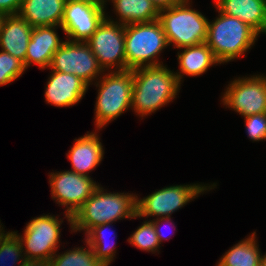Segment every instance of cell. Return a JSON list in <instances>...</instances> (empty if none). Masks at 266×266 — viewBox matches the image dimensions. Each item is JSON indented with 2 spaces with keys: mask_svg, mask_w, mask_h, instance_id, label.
I'll return each mask as SVG.
<instances>
[{
  "mask_svg": "<svg viewBox=\"0 0 266 266\" xmlns=\"http://www.w3.org/2000/svg\"><path fill=\"white\" fill-rule=\"evenodd\" d=\"M180 84L175 72L166 66H150L133 69L131 109L144 117L172 102Z\"/></svg>",
  "mask_w": 266,
  "mask_h": 266,
  "instance_id": "1",
  "label": "cell"
},
{
  "mask_svg": "<svg viewBox=\"0 0 266 266\" xmlns=\"http://www.w3.org/2000/svg\"><path fill=\"white\" fill-rule=\"evenodd\" d=\"M137 198L131 193L104 192L99 185L72 217L71 232L83 230L87 233L91 228L104 223L124 218L136 219Z\"/></svg>",
  "mask_w": 266,
  "mask_h": 266,
  "instance_id": "2",
  "label": "cell"
},
{
  "mask_svg": "<svg viewBox=\"0 0 266 266\" xmlns=\"http://www.w3.org/2000/svg\"><path fill=\"white\" fill-rule=\"evenodd\" d=\"M215 20L208 21L207 40L217 61L221 63L233 61L251 49L259 34L248 24L237 17H231L217 10Z\"/></svg>",
  "mask_w": 266,
  "mask_h": 266,
  "instance_id": "3",
  "label": "cell"
},
{
  "mask_svg": "<svg viewBox=\"0 0 266 266\" xmlns=\"http://www.w3.org/2000/svg\"><path fill=\"white\" fill-rule=\"evenodd\" d=\"M99 78L94 84L99 87L94 109L97 130L131 109L133 70H111Z\"/></svg>",
  "mask_w": 266,
  "mask_h": 266,
  "instance_id": "4",
  "label": "cell"
},
{
  "mask_svg": "<svg viewBox=\"0 0 266 266\" xmlns=\"http://www.w3.org/2000/svg\"><path fill=\"white\" fill-rule=\"evenodd\" d=\"M190 0H183L171 8L159 11L168 44L177 49L190 47L207 40L208 19L198 10L190 8Z\"/></svg>",
  "mask_w": 266,
  "mask_h": 266,
  "instance_id": "5",
  "label": "cell"
},
{
  "mask_svg": "<svg viewBox=\"0 0 266 266\" xmlns=\"http://www.w3.org/2000/svg\"><path fill=\"white\" fill-rule=\"evenodd\" d=\"M167 46L159 20L125 25L126 70L162 65L157 58Z\"/></svg>",
  "mask_w": 266,
  "mask_h": 266,
  "instance_id": "6",
  "label": "cell"
},
{
  "mask_svg": "<svg viewBox=\"0 0 266 266\" xmlns=\"http://www.w3.org/2000/svg\"><path fill=\"white\" fill-rule=\"evenodd\" d=\"M216 184L213 183L211 186L199 183L174 185L159 189L143 199L137 198V217H171L172 213L184 207L201 193L215 188Z\"/></svg>",
  "mask_w": 266,
  "mask_h": 266,
  "instance_id": "7",
  "label": "cell"
},
{
  "mask_svg": "<svg viewBox=\"0 0 266 266\" xmlns=\"http://www.w3.org/2000/svg\"><path fill=\"white\" fill-rule=\"evenodd\" d=\"M103 71L126 70L125 25L106 18L86 41Z\"/></svg>",
  "mask_w": 266,
  "mask_h": 266,
  "instance_id": "8",
  "label": "cell"
},
{
  "mask_svg": "<svg viewBox=\"0 0 266 266\" xmlns=\"http://www.w3.org/2000/svg\"><path fill=\"white\" fill-rule=\"evenodd\" d=\"M60 220L58 216L41 215L28 222L23 236L15 232L22 243L26 259L49 262L58 251L60 226L63 222Z\"/></svg>",
  "mask_w": 266,
  "mask_h": 266,
  "instance_id": "9",
  "label": "cell"
},
{
  "mask_svg": "<svg viewBox=\"0 0 266 266\" xmlns=\"http://www.w3.org/2000/svg\"><path fill=\"white\" fill-rule=\"evenodd\" d=\"M49 183L52 199L57 204L66 206L65 217L70 225H72L74 214L99 186L91 179V176L77 174L69 170L50 173Z\"/></svg>",
  "mask_w": 266,
  "mask_h": 266,
  "instance_id": "10",
  "label": "cell"
},
{
  "mask_svg": "<svg viewBox=\"0 0 266 266\" xmlns=\"http://www.w3.org/2000/svg\"><path fill=\"white\" fill-rule=\"evenodd\" d=\"M221 97L223 105L243 117L266 113V76L235 78Z\"/></svg>",
  "mask_w": 266,
  "mask_h": 266,
  "instance_id": "11",
  "label": "cell"
},
{
  "mask_svg": "<svg viewBox=\"0 0 266 266\" xmlns=\"http://www.w3.org/2000/svg\"><path fill=\"white\" fill-rule=\"evenodd\" d=\"M49 69L74 74L88 85L104 72L86 42L68 40L53 55Z\"/></svg>",
  "mask_w": 266,
  "mask_h": 266,
  "instance_id": "12",
  "label": "cell"
},
{
  "mask_svg": "<svg viewBox=\"0 0 266 266\" xmlns=\"http://www.w3.org/2000/svg\"><path fill=\"white\" fill-rule=\"evenodd\" d=\"M103 7L89 3L66 0L60 28L71 42H86L106 18ZM71 39V40H70Z\"/></svg>",
  "mask_w": 266,
  "mask_h": 266,
  "instance_id": "13",
  "label": "cell"
},
{
  "mask_svg": "<svg viewBox=\"0 0 266 266\" xmlns=\"http://www.w3.org/2000/svg\"><path fill=\"white\" fill-rule=\"evenodd\" d=\"M45 90V101L56 107H69L79 103L89 85L78 76L51 70Z\"/></svg>",
  "mask_w": 266,
  "mask_h": 266,
  "instance_id": "14",
  "label": "cell"
},
{
  "mask_svg": "<svg viewBox=\"0 0 266 266\" xmlns=\"http://www.w3.org/2000/svg\"><path fill=\"white\" fill-rule=\"evenodd\" d=\"M56 28L58 26L33 27L25 57V69L32 64L44 70L50 67L53 55L65 42L59 39Z\"/></svg>",
  "mask_w": 266,
  "mask_h": 266,
  "instance_id": "15",
  "label": "cell"
},
{
  "mask_svg": "<svg viewBox=\"0 0 266 266\" xmlns=\"http://www.w3.org/2000/svg\"><path fill=\"white\" fill-rule=\"evenodd\" d=\"M97 133L87 132L84 136L74 139V145L66 153L72 164L70 171L89 176V173L101 163L104 150Z\"/></svg>",
  "mask_w": 266,
  "mask_h": 266,
  "instance_id": "16",
  "label": "cell"
},
{
  "mask_svg": "<svg viewBox=\"0 0 266 266\" xmlns=\"http://www.w3.org/2000/svg\"><path fill=\"white\" fill-rule=\"evenodd\" d=\"M33 27L25 19L17 15H6L0 32V47L23 62L31 39Z\"/></svg>",
  "mask_w": 266,
  "mask_h": 266,
  "instance_id": "17",
  "label": "cell"
},
{
  "mask_svg": "<svg viewBox=\"0 0 266 266\" xmlns=\"http://www.w3.org/2000/svg\"><path fill=\"white\" fill-rule=\"evenodd\" d=\"M215 8L221 13L237 17L258 34H266L265 0H215Z\"/></svg>",
  "mask_w": 266,
  "mask_h": 266,
  "instance_id": "18",
  "label": "cell"
},
{
  "mask_svg": "<svg viewBox=\"0 0 266 266\" xmlns=\"http://www.w3.org/2000/svg\"><path fill=\"white\" fill-rule=\"evenodd\" d=\"M66 0H22L18 15L37 26H59L63 20Z\"/></svg>",
  "mask_w": 266,
  "mask_h": 266,
  "instance_id": "19",
  "label": "cell"
},
{
  "mask_svg": "<svg viewBox=\"0 0 266 266\" xmlns=\"http://www.w3.org/2000/svg\"><path fill=\"white\" fill-rule=\"evenodd\" d=\"M180 49L184 50L177 54L180 71L175 72L180 85L183 75L200 76L205 73L210 66L220 64L206 42Z\"/></svg>",
  "mask_w": 266,
  "mask_h": 266,
  "instance_id": "20",
  "label": "cell"
},
{
  "mask_svg": "<svg viewBox=\"0 0 266 266\" xmlns=\"http://www.w3.org/2000/svg\"><path fill=\"white\" fill-rule=\"evenodd\" d=\"M110 1V0H108ZM118 23H147L159 19V11L151 0H112Z\"/></svg>",
  "mask_w": 266,
  "mask_h": 266,
  "instance_id": "21",
  "label": "cell"
},
{
  "mask_svg": "<svg viewBox=\"0 0 266 266\" xmlns=\"http://www.w3.org/2000/svg\"><path fill=\"white\" fill-rule=\"evenodd\" d=\"M256 238L254 231L247 238L240 240L220 258L216 266H260L262 253Z\"/></svg>",
  "mask_w": 266,
  "mask_h": 266,
  "instance_id": "22",
  "label": "cell"
},
{
  "mask_svg": "<svg viewBox=\"0 0 266 266\" xmlns=\"http://www.w3.org/2000/svg\"><path fill=\"white\" fill-rule=\"evenodd\" d=\"M113 223H104L91 228L86 233L85 243H88L93 251L95 257L102 262L105 266L110 265L115 257V246L110 242H107V231L108 228L111 230L110 225ZM113 232V231H112ZM116 237L115 233H113Z\"/></svg>",
  "mask_w": 266,
  "mask_h": 266,
  "instance_id": "23",
  "label": "cell"
},
{
  "mask_svg": "<svg viewBox=\"0 0 266 266\" xmlns=\"http://www.w3.org/2000/svg\"><path fill=\"white\" fill-rule=\"evenodd\" d=\"M86 248L78 247L67 250L63 254H54L49 260L50 266H105L94 255L92 247L86 243Z\"/></svg>",
  "mask_w": 266,
  "mask_h": 266,
  "instance_id": "24",
  "label": "cell"
},
{
  "mask_svg": "<svg viewBox=\"0 0 266 266\" xmlns=\"http://www.w3.org/2000/svg\"><path fill=\"white\" fill-rule=\"evenodd\" d=\"M23 252L22 243L15 231L0 236V266H20L26 260Z\"/></svg>",
  "mask_w": 266,
  "mask_h": 266,
  "instance_id": "25",
  "label": "cell"
},
{
  "mask_svg": "<svg viewBox=\"0 0 266 266\" xmlns=\"http://www.w3.org/2000/svg\"><path fill=\"white\" fill-rule=\"evenodd\" d=\"M132 246L141 251L152 252L153 254L158 252L160 243L153 225V222L150 220L142 222V225L139 226L136 231L130 235L127 240Z\"/></svg>",
  "mask_w": 266,
  "mask_h": 266,
  "instance_id": "26",
  "label": "cell"
},
{
  "mask_svg": "<svg viewBox=\"0 0 266 266\" xmlns=\"http://www.w3.org/2000/svg\"><path fill=\"white\" fill-rule=\"evenodd\" d=\"M25 70L22 61L8 52L0 51V86L15 81L22 76Z\"/></svg>",
  "mask_w": 266,
  "mask_h": 266,
  "instance_id": "27",
  "label": "cell"
},
{
  "mask_svg": "<svg viewBox=\"0 0 266 266\" xmlns=\"http://www.w3.org/2000/svg\"><path fill=\"white\" fill-rule=\"evenodd\" d=\"M246 131L252 141L266 140V113L244 117Z\"/></svg>",
  "mask_w": 266,
  "mask_h": 266,
  "instance_id": "28",
  "label": "cell"
},
{
  "mask_svg": "<svg viewBox=\"0 0 266 266\" xmlns=\"http://www.w3.org/2000/svg\"><path fill=\"white\" fill-rule=\"evenodd\" d=\"M22 0H0V12L6 15H17Z\"/></svg>",
  "mask_w": 266,
  "mask_h": 266,
  "instance_id": "29",
  "label": "cell"
},
{
  "mask_svg": "<svg viewBox=\"0 0 266 266\" xmlns=\"http://www.w3.org/2000/svg\"><path fill=\"white\" fill-rule=\"evenodd\" d=\"M153 222V225H154V228H155V231H156V234H157V237H158V241L159 243L161 244L163 240H167V238H165V234L161 231V227L159 226L160 224L162 225L163 222H167V223H174L172 222V219L171 217H167V218H156V219H153L151 220ZM171 221V222H170ZM173 228V227H172ZM169 239H170V236H169Z\"/></svg>",
  "mask_w": 266,
  "mask_h": 266,
  "instance_id": "30",
  "label": "cell"
},
{
  "mask_svg": "<svg viewBox=\"0 0 266 266\" xmlns=\"http://www.w3.org/2000/svg\"><path fill=\"white\" fill-rule=\"evenodd\" d=\"M182 1L183 0H151L158 11L171 8L174 5L181 3Z\"/></svg>",
  "mask_w": 266,
  "mask_h": 266,
  "instance_id": "31",
  "label": "cell"
},
{
  "mask_svg": "<svg viewBox=\"0 0 266 266\" xmlns=\"http://www.w3.org/2000/svg\"><path fill=\"white\" fill-rule=\"evenodd\" d=\"M20 266H50L47 261L26 259Z\"/></svg>",
  "mask_w": 266,
  "mask_h": 266,
  "instance_id": "32",
  "label": "cell"
},
{
  "mask_svg": "<svg viewBox=\"0 0 266 266\" xmlns=\"http://www.w3.org/2000/svg\"><path fill=\"white\" fill-rule=\"evenodd\" d=\"M75 1H81L92 5H97L105 9V4L107 3L108 0H75Z\"/></svg>",
  "mask_w": 266,
  "mask_h": 266,
  "instance_id": "33",
  "label": "cell"
},
{
  "mask_svg": "<svg viewBox=\"0 0 266 266\" xmlns=\"http://www.w3.org/2000/svg\"><path fill=\"white\" fill-rule=\"evenodd\" d=\"M5 17H6V14L0 12V32H1L2 25H3V22L5 20Z\"/></svg>",
  "mask_w": 266,
  "mask_h": 266,
  "instance_id": "34",
  "label": "cell"
},
{
  "mask_svg": "<svg viewBox=\"0 0 266 266\" xmlns=\"http://www.w3.org/2000/svg\"><path fill=\"white\" fill-rule=\"evenodd\" d=\"M260 266H266V253L261 256Z\"/></svg>",
  "mask_w": 266,
  "mask_h": 266,
  "instance_id": "35",
  "label": "cell"
},
{
  "mask_svg": "<svg viewBox=\"0 0 266 266\" xmlns=\"http://www.w3.org/2000/svg\"><path fill=\"white\" fill-rule=\"evenodd\" d=\"M2 227V224H1V222H0V236H2L4 233H5V231L3 230V227Z\"/></svg>",
  "mask_w": 266,
  "mask_h": 266,
  "instance_id": "36",
  "label": "cell"
}]
</instances>
